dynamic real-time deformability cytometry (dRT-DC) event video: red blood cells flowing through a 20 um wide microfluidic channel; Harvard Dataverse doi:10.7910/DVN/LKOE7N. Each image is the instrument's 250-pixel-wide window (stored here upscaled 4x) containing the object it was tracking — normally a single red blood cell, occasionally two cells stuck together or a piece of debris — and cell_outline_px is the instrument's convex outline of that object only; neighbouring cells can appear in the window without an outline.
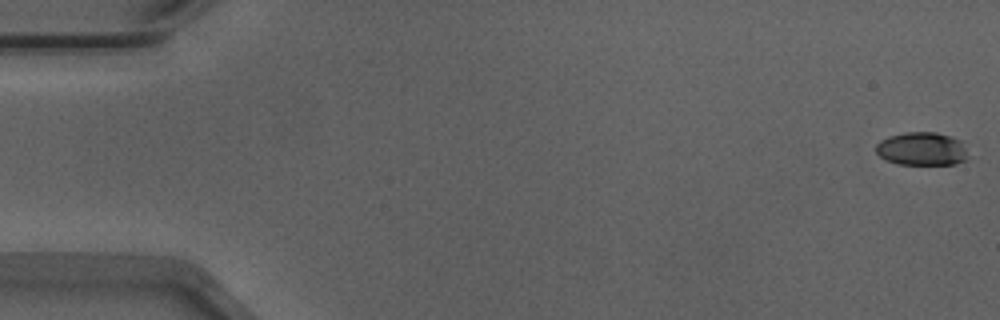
{"species": "Egyptian fruit bat (a non-hibernating species)", "species_latin": "Rousettus aegyptiacus", "temperature_condition": "warm", "stored_images_in_passage": 10, "camera_frame_rate_fps": 3000, "um_per_image_px": 0.085, "animal": {"sex": "male"}, "frame": {"image": 1, "passage_image": 1, "time_ms": 0.0, "image_size_px": [1000, 320], "cell_outline_px": [[968, 160], [956, 164], [896, 164], [880, 156], [876, 152], [876, 144], [880, 140], [888, 136], [904, 132], [936, 132], [960, 140], [964, 148]], "centroid_in_image_um": [78.33, 12.65], "position_along_channel_um": 6.7, "area_um2": 17.8}}